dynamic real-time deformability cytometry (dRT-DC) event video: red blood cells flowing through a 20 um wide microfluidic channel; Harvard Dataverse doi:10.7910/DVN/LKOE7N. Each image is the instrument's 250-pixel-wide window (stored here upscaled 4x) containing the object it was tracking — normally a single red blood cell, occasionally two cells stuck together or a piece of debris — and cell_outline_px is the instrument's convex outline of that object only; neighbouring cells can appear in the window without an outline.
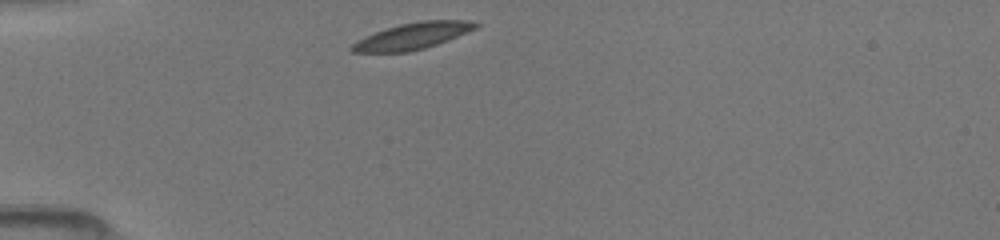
{"species": "common noctule bat (a hibernating species)", "species_latin": "Nyctalus noctula", "temperature_condition": "room temperature", "stored_images_in_passage": 9, "camera_frame_rate_fps": 3000, "um_per_image_px": 0.085, "animal": {"sex": "female", "body_mass_g": 19.5, "forearm_length_mm": 54.1}, "frame": {"image": 1, "passage_image": 1, "time_ms": 0.0, "image_size_px": [1000, 240], "cell_outline_px": [[480, 24], [476, 28], [448, 40], [424, 48], [408, 52], [352, 52], [348, 48], [356, 40], [376, 32], [400, 24], [424, 20], [468, 20]], "centroid_in_image_um": [35.06, 3.06], "position_along_channel_um": 49.9, "area_um2": 18.84}}
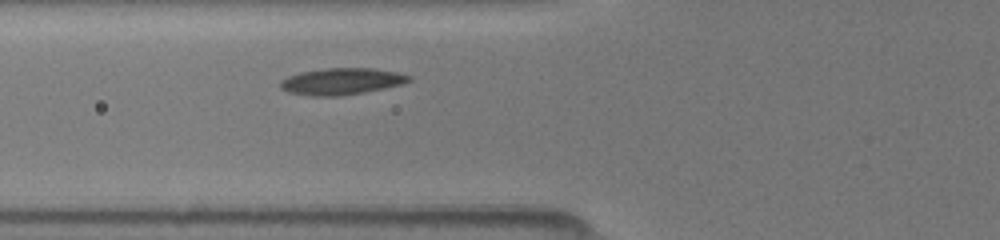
{"frame": {"image": 2, "passage_image": 6, "time_ms": 1.667, "image_size_px": [1000, 240], "cell_outline_px": [[412, 80], [404, 84], [364, 92], [340, 96], [312, 96], [288, 92], [280, 88], [280, 80], [288, 76], [300, 72], [328, 68], [372, 68], [396, 72], [412, 76]], "centroid_in_image_um": [29.04, 6.92], "position_along_channel_um": 96.8, "area_um2": 20.0}}
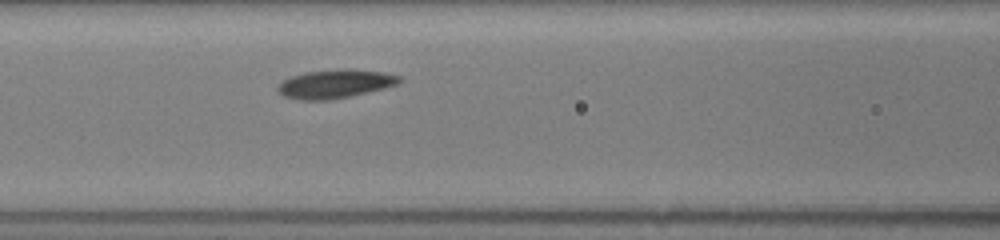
{"frame": {"image": 3, "passage_image": 9, "time_ms": 2.667, "image_size_px": [1000, 240], "cell_outline_px": [[400, 80], [396, 84], [384, 88], [332, 100], [300, 100], [284, 96], [276, 88], [284, 80], [292, 76], [304, 72], [380, 72], [400, 76]], "centroid_in_image_um": [28.41, 7.19], "position_along_channel_um": 138.2, "area_um2": 18.9}}